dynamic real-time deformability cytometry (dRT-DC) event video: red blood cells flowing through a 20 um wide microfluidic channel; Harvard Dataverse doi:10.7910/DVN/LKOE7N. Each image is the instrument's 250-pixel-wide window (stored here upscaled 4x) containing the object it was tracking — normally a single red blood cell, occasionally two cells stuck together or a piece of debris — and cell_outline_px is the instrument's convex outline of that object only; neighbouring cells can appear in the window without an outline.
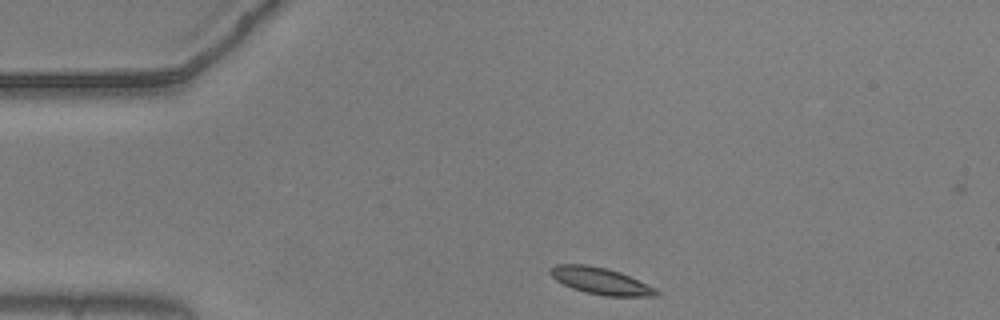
{"species": "common noctule bat (a hibernating species)", "species_latin": "Nyctalus noctula", "temperature_condition": "warm", "stored_images_in_passage": 45, "camera_frame_rate_fps": 3000, "um_per_image_px": 0.085, "animal": {"sex": "male", "body_mass_g": 20.5, "forearm_length_mm": 52.5}, "frame": {"image": 1, "passage_image": 1, "time_ms": 0.0, "image_size_px": [1000, 320], "cell_outline_px": [[660, 296], [604, 296], [584, 292], [572, 288], [556, 280], [548, 272], [548, 268], [556, 264], [588, 264], [608, 268], [620, 272], [656, 288], [660, 292]], "centroid_in_image_um": [51.04, 23.87], "position_along_channel_um": 34.0, "area_um2": 16.7}}
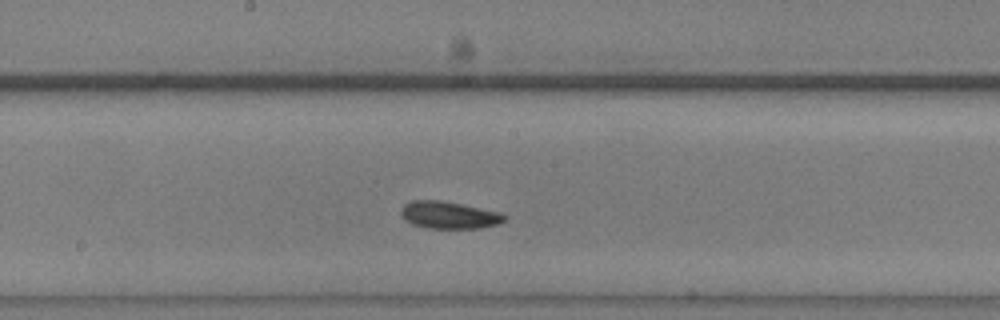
{"frame": {"image": 2, "passage_image": 19, "time_ms": 6.0, "image_size_px": [1000, 320], "cell_outline_px": [[508, 216], [500, 224], [480, 228], [428, 228], [412, 224], [404, 220], [400, 216], [400, 208], [404, 204], [412, 200], [440, 200], [464, 204], [500, 212]], "centroid_in_image_um": [38.15, 18.27], "position_along_channel_um": 210.0, "area_um2": 16.7}}
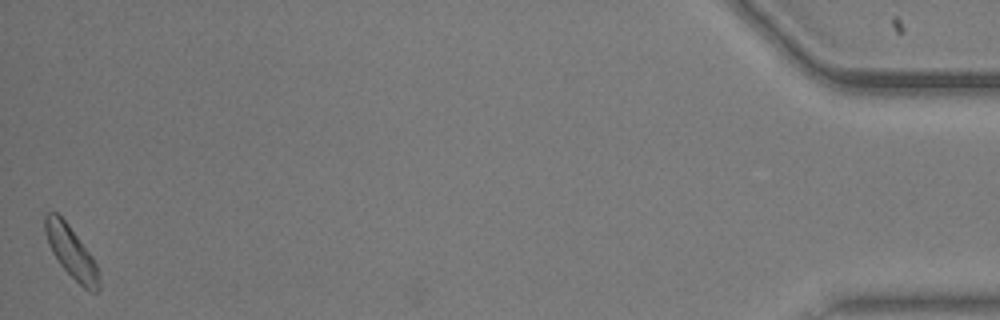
{"frame": {"image": 3, "passage_image": 45, "time_ms": 14.667, "image_size_px": [1000, 320], "cell_outline_px": [[100, 288], [96, 292], [92, 292], [84, 288], [60, 264], [52, 252], [48, 244], [44, 232], [44, 216], [48, 212], [56, 212], [68, 224], [92, 256], [96, 264], [100, 284]], "centroid_in_image_um": [6.04, 21.41], "position_along_channel_um": 429.2, "area_um2": 16.01}, "authors_computed_cell_mechanics": {"area_um2": 15.9528, "velocity_mm_per_s": 3.6348, "shape_relaxation_time_tau1_ms": null, "shape_relaxation_time_tau2_ms": 2.5961, "deformation_change_tau1": null, "deformation_change_tau2": 0.083}}